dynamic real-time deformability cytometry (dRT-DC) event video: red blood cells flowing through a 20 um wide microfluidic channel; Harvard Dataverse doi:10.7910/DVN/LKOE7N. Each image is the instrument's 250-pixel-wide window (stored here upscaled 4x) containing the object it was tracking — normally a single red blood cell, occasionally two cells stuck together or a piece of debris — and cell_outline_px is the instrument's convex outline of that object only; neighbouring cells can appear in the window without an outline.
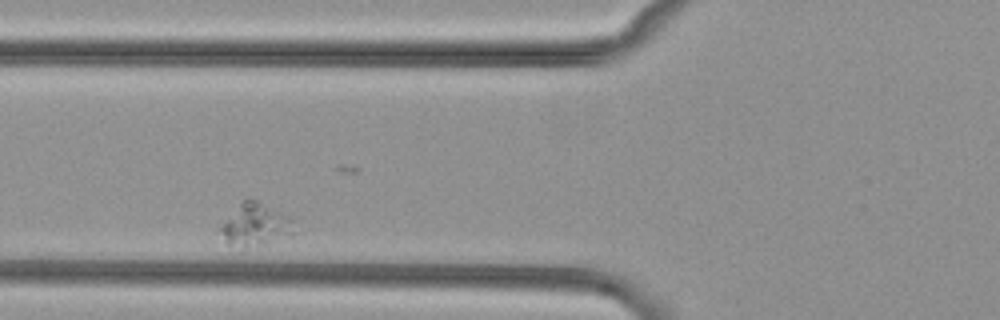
{"species": "common noctule bat (a hibernating species)", "species_latin": "Nyctalus noctula", "temperature_condition": "cold", "stored_images_in_passage": 4, "camera_frame_rate_fps": 3000, "um_per_image_px": 0.085, "animal": {"sex": "female", "body_mass_g": 29.2, "forearm_length_mm": 56.3}, "frame": {"image": 1, "passage_image": 3, "time_ms": 2.333, "image_size_px": [1000, 320], "cell_outline_px": [[292, 232], [264, 240], [244, 244], [228, 244], [216, 228], [240, 200], [256, 200], [288, 216]], "centroid_in_image_um": [21.51, 18.98], "position_along_channel_um": 104.3, "area_um2": 16.59}}
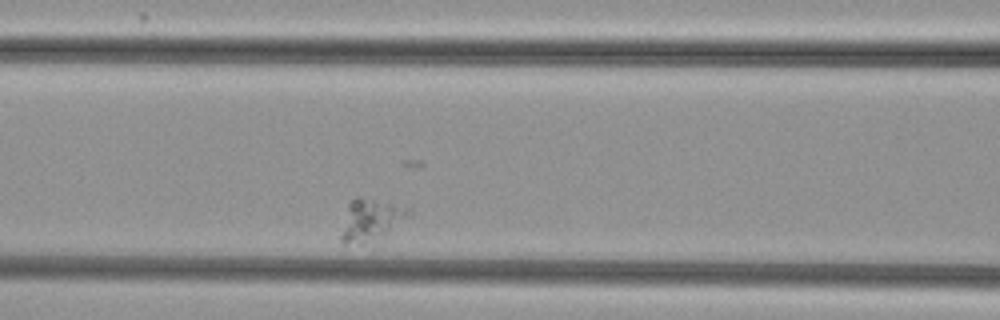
{"frame": {"image": 2, "passage_image": 4, "time_ms": 3.333, "image_size_px": [1000, 320], "cell_outline_px": [[412, 216], [384, 232], [360, 244], [344, 244], [340, 240], [340, 236], [348, 204], [356, 196], [360, 196], [408, 208]], "centroid_in_image_um": [31.46, 18.65], "position_along_channel_um": 135.1, "area_um2": 15.66}}